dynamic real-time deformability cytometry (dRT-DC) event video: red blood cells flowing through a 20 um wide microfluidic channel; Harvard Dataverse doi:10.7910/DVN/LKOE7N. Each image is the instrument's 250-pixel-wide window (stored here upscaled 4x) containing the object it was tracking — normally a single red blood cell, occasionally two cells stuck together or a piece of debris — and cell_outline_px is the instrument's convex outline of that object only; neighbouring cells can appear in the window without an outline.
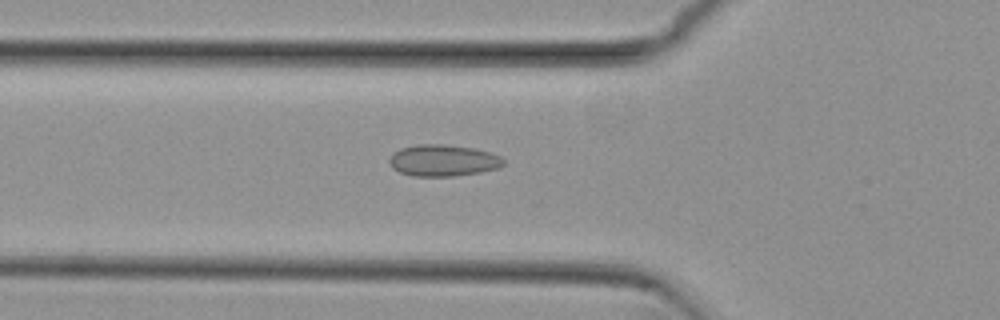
{"species": "common noctule bat (a hibernating species)", "species_latin": "Nyctalus noctula", "temperature_condition": "cold", "stored_images_in_passage": 13, "camera_frame_rate_fps": 3000, "um_per_image_px": 0.085, "animal": {"sex": "female", "body_mass_g": 29.2, "forearm_length_mm": 56.3}, "frame": {"image": 1, "passage_image": 4, "time_ms": 1.0, "image_size_px": [1000, 320], "cell_outline_px": [[504, 164], [500, 168], [480, 172], [456, 176], [412, 176], [400, 172], [392, 168], [388, 160], [392, 152], [400, 148], [420, 144], [444, 144], [472, 148], [492, 152], [500, 156], [504, 160]], "centroid_in_image_um": [37.66, 13.64], "position_along_channel_um": 88.1, "area_um2": 21.21}}
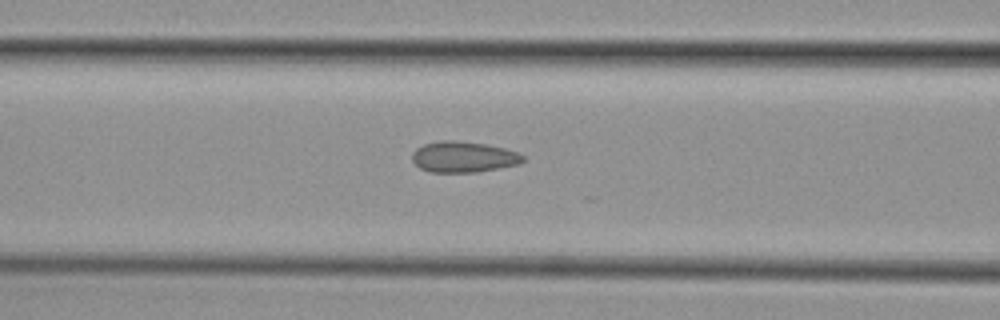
{"frame": {"image": 2, "passage_image": 7, "time_ms": 2.0, "image_size_px": [1000, 320], "cell_outline_px": [[524, 160], [520, 164], [500, 168], [476, 172], [428, 172], [420, 168], [412, 160], [412, 152], [416, 148], [424, 144], [440, 140], [452, 140], [488, 144], [504, 148], [516, 152], [524, 156]], "centroid_in_image_um": [39.38, 13.34], "position_along_channel_um": 127.2, "area_um2": 20.06}}
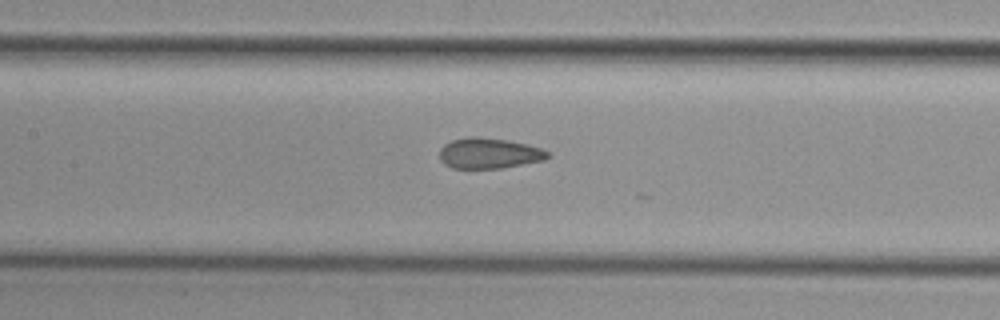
{"frame": {"image": 3, "passage_image": 10, "time_ms": 3.0, "image_size_px": [1000, 320], "cell_outline_px": [[552, 156], [544, 160], [504, 168], [452, 168], [444, 164], [440, 160], [440, 148], [444, 144], [452, 140], [472, 136], [476, 136], [508, 140], [528, 144], [540, 148], [548, 152]], "centroid_in_image_um": [41.58, 13.03], "position_along_channel_um": 165.8, "area_um2": 19.42}}